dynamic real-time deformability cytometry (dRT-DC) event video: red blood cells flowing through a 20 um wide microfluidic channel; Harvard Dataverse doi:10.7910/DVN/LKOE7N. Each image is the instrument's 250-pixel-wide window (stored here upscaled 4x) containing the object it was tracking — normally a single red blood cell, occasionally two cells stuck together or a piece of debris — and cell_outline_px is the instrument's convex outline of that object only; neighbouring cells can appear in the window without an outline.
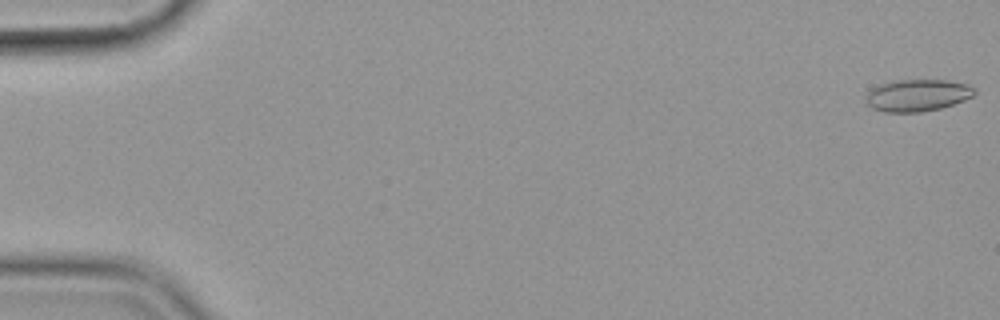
{"species": "common noctule bat (a hibernating species)", "species_latin": "Nyctalus noctula", "temperature_condition": "cold", "stored_images_in_passage": 57, "camera_frame_rate_fps": 3000, "um_per_image_px": 0.085, "animal": {"sex": "female", "body_mass_g": 19.9}, "frame": {"image": 1, "passage_image": 1, "time_ms": 0.0, "image_size_px": [1000, 320], "cell_outline_px": [[976, 92], [972, 96], [964, 100], [940, 108], [920, 112], [884, 112], [872, 108], [864, 100], [868, 92], [872, 88], [880, 84], [896, 80], [948, 80], [968, 84], [976, 88]], "centroid_in_image_um": [77.98, 8.09], "position_along_channel_um": 7.0, "area_um2": 20.29}}
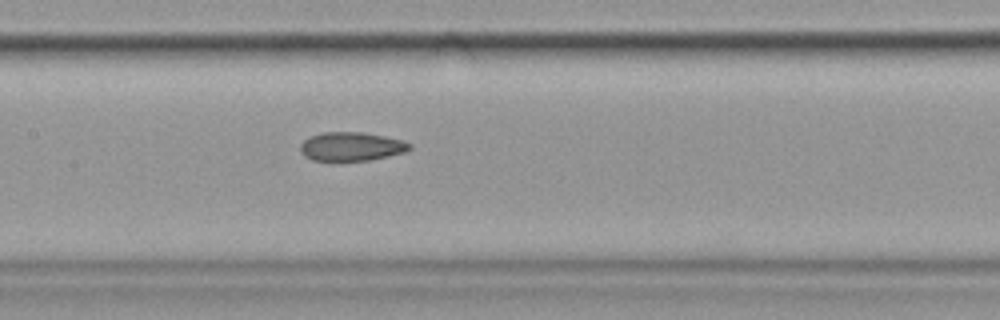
{"frame": {"image": 2, "passage_image": 28, "time_ms": 9.0, "image_size_px": [1000, 320], "cell_outline_px": [[412, 148], [404, 152], [388, 156], [368, 160], [340, 164], [332, 164], [312, 160], [304, 156], [300, 152], [300, 144], [304, 140], [312, 136], [324, 132], [360, 132], [384, 136], [404, 140], [412, 144]], "centroid_in_image_um": [29.82, 12.51], "position_along_channel_um": 177.6, "area_um2": 19.13}}
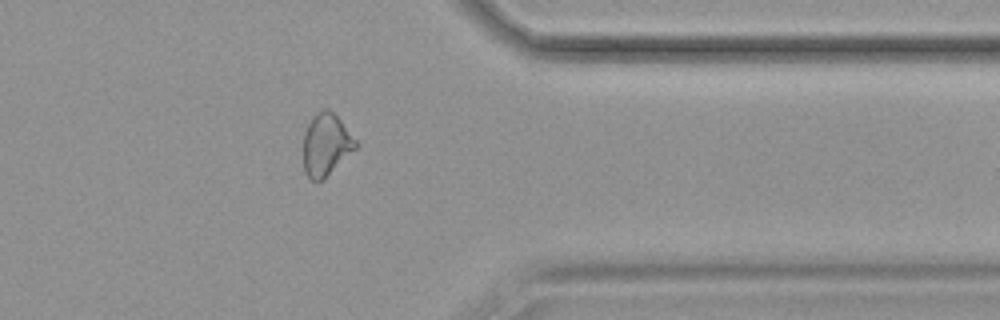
{"frame": {"image": 3, "passage_image": 46, "time_ms": 15.0, "image_size_px": [1000, 320], "cell_outline_px": [[360, 144], [324, 180], [312, 180], [304, 172], [304, 132], [312, 116], [316, 112], [324, 108], [328, 108], [340, 120]], "centroid_in_image_um": [27.72, 12.29], "position_along_channel_um": 383.7, "area_um2": 19.02}, "authors_computed_cell_mechanics": {"area_um2": 19.7098, "velocity_mm_per_s": 3.5877, "shape_relaxation_time_tau1_ms": 7.5715, "shape_relaxation_time_tau2_ms": 5.0198, "deformation_change_tau1": 0.1102, "deformation_change_tau2": 0.0945}}